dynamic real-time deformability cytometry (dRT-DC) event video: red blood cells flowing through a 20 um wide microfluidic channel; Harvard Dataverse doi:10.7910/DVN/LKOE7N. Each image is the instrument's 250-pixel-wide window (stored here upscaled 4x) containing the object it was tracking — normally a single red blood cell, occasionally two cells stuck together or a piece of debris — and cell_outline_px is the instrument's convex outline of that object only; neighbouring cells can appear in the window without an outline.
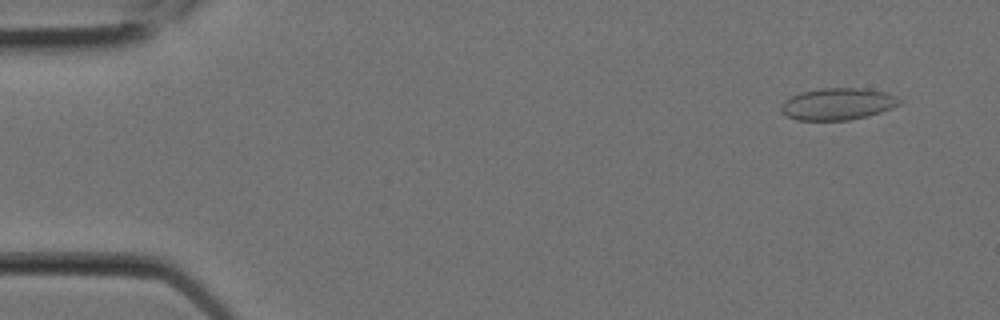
{"species": "Egyptian fruit bat (a non-hibernating species)", "species_latin": "Rousettus aegyptiacus", "temperature_condition": "room temperature", "stored_images_in_passage": 7, "camera_frame_rate_fps": 3000, "um_per_image_px": 0.085, "animal": {"sex": "female"}, "frame": {"image": 1, "passage_image": 2, "time_ms": 0.333, "image_size_px": [1000, 320], "cell_outline_px": [[904, 100], [900, 104], [892, 108], [868, 116], [848, 120], [796, 120], [780, 112], [780, 108], [784, 100], [800, 92], [820, 88], [864, 88], [888, 92]], "centroid_in_image_um": [71.23, 8.83], "position_along_channel_um": 13.8, "area_um2": 22.25}}
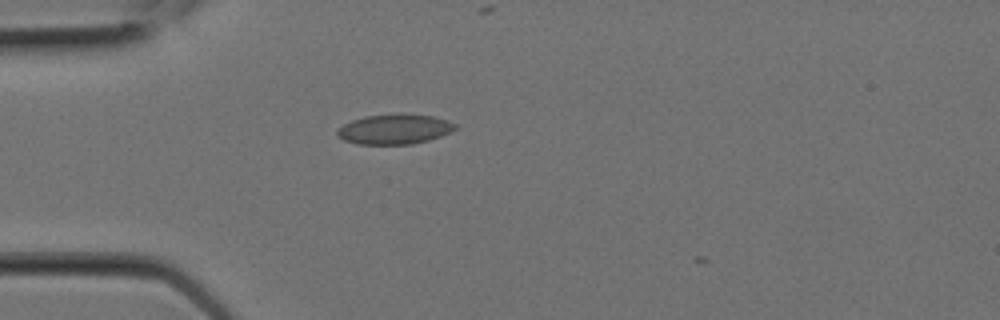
{"frame": {"image": 2, "passage_image": 6, "time_ms": 1.667, "image_size_px": [1000, 320], "cell_outline_px": [[456, 128], [440, 136], [428, 140], [412, 144], [356, 144], [344, 140], [336, 132], [344, 124], [352, 120], [364, 116], [432, 116], [448, 120], [456, 124]], "centroid_in_image_um": [33.52, 11.02], "position_along_channel_um": 51.5, "area_um2": 19.71}}